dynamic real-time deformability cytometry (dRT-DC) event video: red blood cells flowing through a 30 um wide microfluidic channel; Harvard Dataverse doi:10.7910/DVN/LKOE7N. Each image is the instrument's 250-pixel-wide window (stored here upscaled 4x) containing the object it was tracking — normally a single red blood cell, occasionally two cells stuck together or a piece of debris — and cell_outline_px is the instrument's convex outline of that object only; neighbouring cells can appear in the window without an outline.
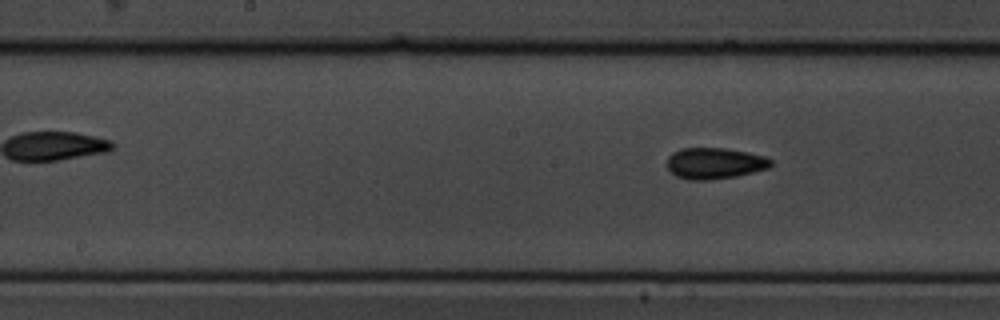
{"species": "common noctule bat (a hibernating species)", "species_latin": "Nyctalus noctula", "temperature_condition": "cold", "stored_images_in_passage": 10, "segment_of_instrument_passage": [2, 2], "camera_frame_rate_fps": 3000, "um_per_image_px": 0.085, "animal": {"sex": "male", "body_mass_g": 19.5, "forearm_length_mm": 54.6}, "frame": {"image": 1, "passage_image": 10, "time_ms": 12.0, "image_size_px": [1000, 320], "cell_outline_px": [[772, 164], [768, 168], [736, 176], [708, 180], [688, 180], [676, 176], [668, 168], [668, 156], [672, 152], [680, 148], [724, 148], [748, 152], [764, 156], [772, 160]], "centroid_in_image_um": [60.73, 13.87], "position_along_channel_um": 187.5, "area_um2": 18.84}}